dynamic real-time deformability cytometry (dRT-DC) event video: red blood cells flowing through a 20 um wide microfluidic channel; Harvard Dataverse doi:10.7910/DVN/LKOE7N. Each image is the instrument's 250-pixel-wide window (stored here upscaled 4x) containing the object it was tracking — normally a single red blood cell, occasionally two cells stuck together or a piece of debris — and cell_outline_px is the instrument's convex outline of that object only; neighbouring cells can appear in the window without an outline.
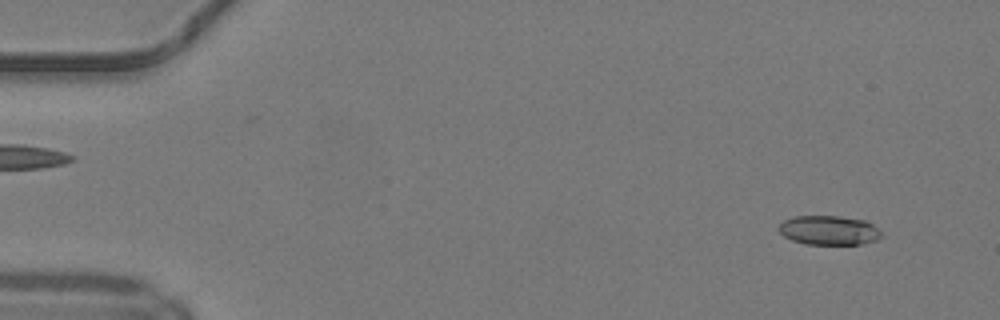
{"species": "common noctule bat (a hibernating species)", "species_latin": "Nyctalus noctula", "temperature_condition": "warm", "stored_images_in_passage": 8, "camera_frame_rate_fps": 3000, "um_per_image_px": 0.085, "animal": {"sex": "male", "body_mass_g": 19.2, "forearm_length_mm": 51.8}, "frame": {"image": 1, "passage_image": 3, "time_ms": 0.667, "image_size_px": [1000, 320], "cell_outline_px": [[880, 236], [876, 240], [860, 244], [804, 244], [792, 240], [784, 236], [776, 228], [784, 220], [796, 216], [840, 216], [864, 220], [872, 224], [880, 232]], "centroid_in_image_um": [70.41, 19.57], "position_along_channel_um": 14.6, "area_um2": 17.4}}